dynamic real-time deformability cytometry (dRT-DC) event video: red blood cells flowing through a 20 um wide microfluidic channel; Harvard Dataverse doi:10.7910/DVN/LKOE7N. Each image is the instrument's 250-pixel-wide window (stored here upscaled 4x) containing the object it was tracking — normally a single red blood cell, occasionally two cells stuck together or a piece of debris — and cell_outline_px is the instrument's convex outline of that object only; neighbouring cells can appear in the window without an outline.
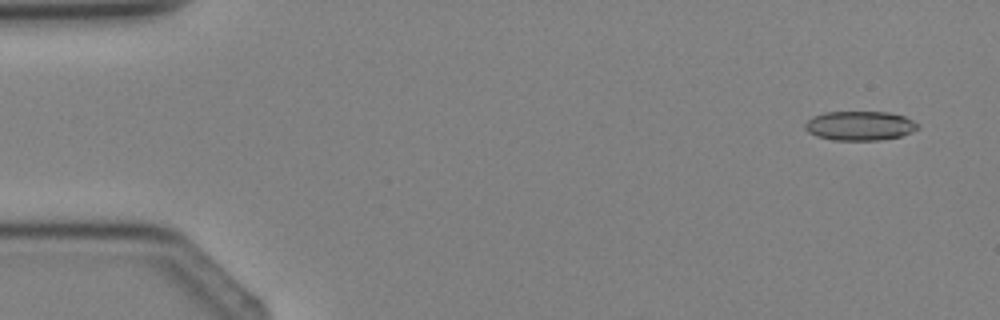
{"species": "Egyptian fruit bat (a non-hibernating species)", "species_latin": "Rousettus aegyptiacus", "temperature_condition": "cold", "stored_images_in_passage": 3, "camera_frame_rate_fps": 3000, "um_per_image_px": 0.085, "animal": {"sex": "female"}, "frame": {"image": 1, "passage_image": 1, "time_ms": 0.0, "image_size_px": [1000, 320], "cell_outline_px": [[920, 128], [912, 132], [900, 136], [880, 140], [832, 140], [816, 136], [808, 132], [804, 128], [804, 124], [812, 116], [824, 112], [888, 112], [904, 116], [920, 124]], "centroid_in_image_um": [73.08, 10.69], "position_along_channel_um": 11.9, "area_um2": 19.42}}